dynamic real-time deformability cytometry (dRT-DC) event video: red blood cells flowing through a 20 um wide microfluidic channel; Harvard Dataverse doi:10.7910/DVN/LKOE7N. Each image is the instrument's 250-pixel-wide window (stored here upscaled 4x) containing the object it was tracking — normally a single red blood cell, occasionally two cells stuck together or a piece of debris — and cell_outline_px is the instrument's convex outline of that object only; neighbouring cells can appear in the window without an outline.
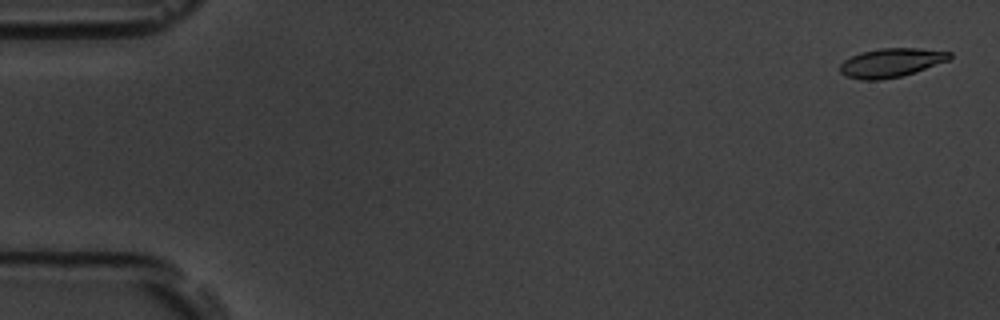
{"species": "common noctule bat (a hibernating species)", "species_latin": "Nyctalus noctula", "temperature_condition": "room temperature", "stored_images_in_passage": 57, "camera_frame_rate_fps": 3000, "um_per_image_px": 0.085, "animal": {"sex": "male", "body_mass_g": 19.5, "forearm_length_mm": 54.6}, "frame": {"image": 1, "passage_image": 2, "time_ms": 0.333, "image_size_px": [1000, 320], "cell_outline_px": [[952, 56], [948, 60], [916, 72], [900, 76], [880, 80], [860, 80], [844, 76], [840, 72], [840, 64], [844, 60], [860, 52], [880, 48], [916, 48], [952, 52]], "centroid_in_image_um": [75.71, 5.33], "position_along_channel_um": 9.3, "area_um2": 18.5}}
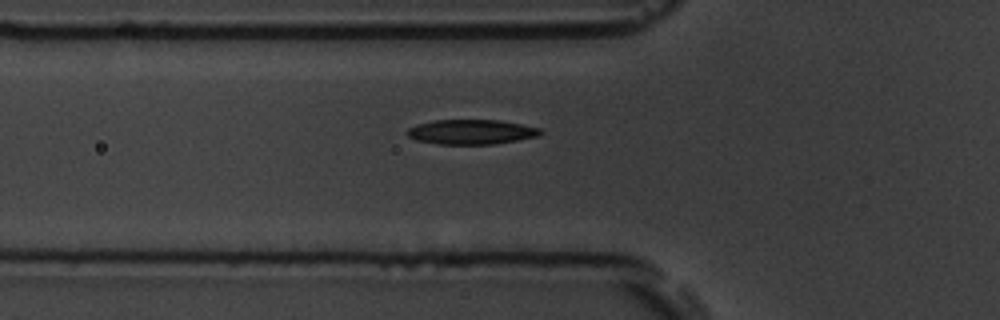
{"frame": {"image": 2, "passage_image": 20, "time_ms": 6.333, "image_size_px": [1000, 320], "cell_outline_px": [[544, 132], [536, 136], [516, 140], [492, 144], [436, 144], [416, 140], [408, 136], [404, 132], [408, 128], [416, 124], [436, 120], [500, 120], [540, 128]], "centroid_in_image_um": [40.0, 11.21], "position_along_channel_um": 85.8, "area_um2": 19.19}}
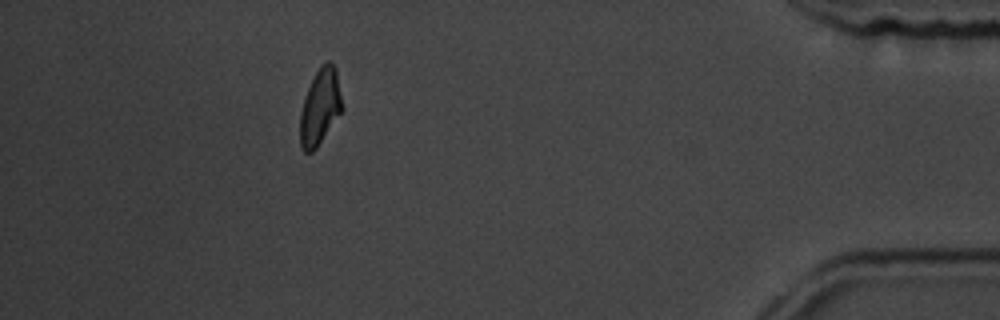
{"frame": {"image": 3, "passage_image": 51, "time_ms": 16.667, "image_size_px": [1000, 320], "cell_outline_px": [[344, 108], [316, 148], [312, 152], [304, 152], [300, 148], [300, 112], [304, 96], [320, 64], [328, 60], [336, 68]], "centroid_in_image_um": [27.21, 9.08], "position_along_channel_um": 408.0, "area_um2": 18.73}, "authors_computed_cell_mechanics": {"area_um2": 19.1896, "velocity_mm_per_s": 3.6354, "shape_relaxation_time_tau1_ms": 3.2706, "shape_relaxation_time_tau2_ms": null, "deformation_change_tau1": 0.1491, "deformation_change_tau2": null}}